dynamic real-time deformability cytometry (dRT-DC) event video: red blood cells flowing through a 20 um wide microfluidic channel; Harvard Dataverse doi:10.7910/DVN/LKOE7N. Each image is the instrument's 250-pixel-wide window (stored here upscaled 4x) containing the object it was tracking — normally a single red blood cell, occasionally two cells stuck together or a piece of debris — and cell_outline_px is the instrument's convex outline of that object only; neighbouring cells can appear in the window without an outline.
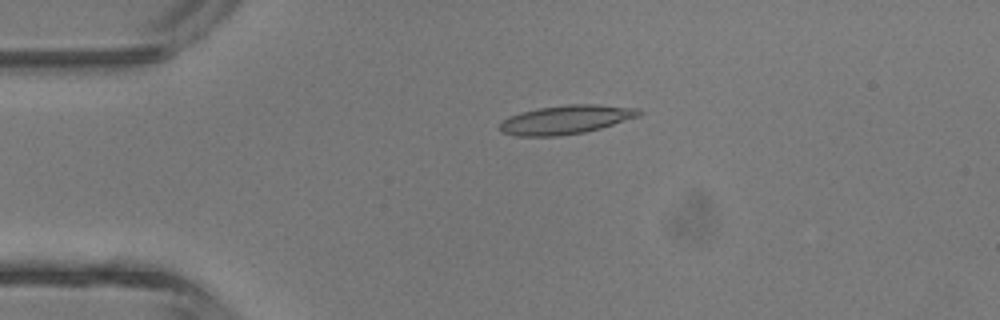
{"species": "common noctule bat (a hibernating species)", "species_latin": "Nyctalus noctula", "temperature_condition": "room temperature", "stored_images_in_passage": 5, "camera_frame_rate_fps": 3000, "um_per_image_px": 0.085, "animal": {"sex": "male", "body_mass_g": 13.3}, "frame": {"image": 1, "passage_image": 3, "time_ms": 3.0, "image_size_px": [1000, 320], "cell_outline_px": [[644, 112], [640, 116], [600, 128], [584, 132], [560, 136], [516, 136], [500, 132], [500, 124], [508, 116], [520, 112], [540, 108], [568, 104], [596, 104], [640, 108]], "centroid_in_image_um": [48.13, 10.16], "position_along_channel_um": 36.9, "area_um2": 23.47}}
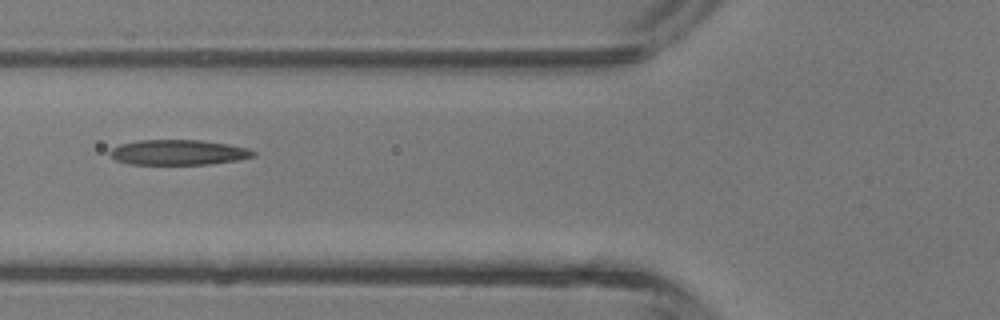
{"frame": {"image": 2, "passage_image": 5, "time_ms": 5.333, "image_size_px": [1000, 320], "cell_outline_px": [[256, 156], [240, 160], [212, 164], [128, 164], [116, 160], [108, 152], [112, 148], [120, 144], [140, 140], [200, 140], [228, 144], [248, 148], [256, 152]], "centroid_in_image_um": [15.2, 12.95], "position_along_channel_um": 110.6, "area_um2": 21.15}}